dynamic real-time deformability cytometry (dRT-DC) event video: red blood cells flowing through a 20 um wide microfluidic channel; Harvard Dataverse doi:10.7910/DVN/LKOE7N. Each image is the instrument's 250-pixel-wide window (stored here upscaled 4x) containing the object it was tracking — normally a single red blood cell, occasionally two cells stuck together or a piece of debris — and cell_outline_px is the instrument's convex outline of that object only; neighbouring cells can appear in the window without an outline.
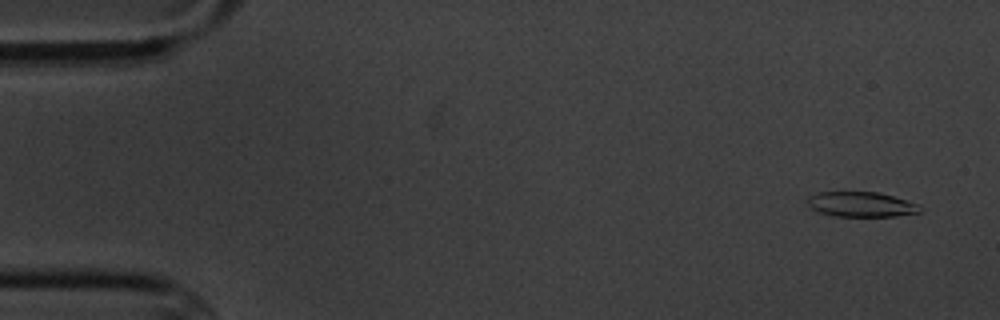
{"species": "common noctule bat (a hibernating species)", "species_latin": "Nyctalus noctula", "temperature_condition": "cold", "stored_images_in_passage": 4, "camera_frame_rate_fps": 3000, "um_per_image_px": 0.085, "animal": {"sex": "male", "body_mass_g": 20.1, "forearm_length_mm": 53.5}, "frame": {"image": 1, "passage_image": 1, "time_ms": 0.0, "image_size_px": [1000, 320], "cell_outline_px": [[920, 212], [896, 216], [832, 216], [820, 212], [812, 208], [808, 204], [808, 196], [816, 192], [880, 192], [920, 204]], "centroid_in_image_um": [73.21, 17.36], "position_along_channel_um": 11.8, "area_um2": 16.42}}